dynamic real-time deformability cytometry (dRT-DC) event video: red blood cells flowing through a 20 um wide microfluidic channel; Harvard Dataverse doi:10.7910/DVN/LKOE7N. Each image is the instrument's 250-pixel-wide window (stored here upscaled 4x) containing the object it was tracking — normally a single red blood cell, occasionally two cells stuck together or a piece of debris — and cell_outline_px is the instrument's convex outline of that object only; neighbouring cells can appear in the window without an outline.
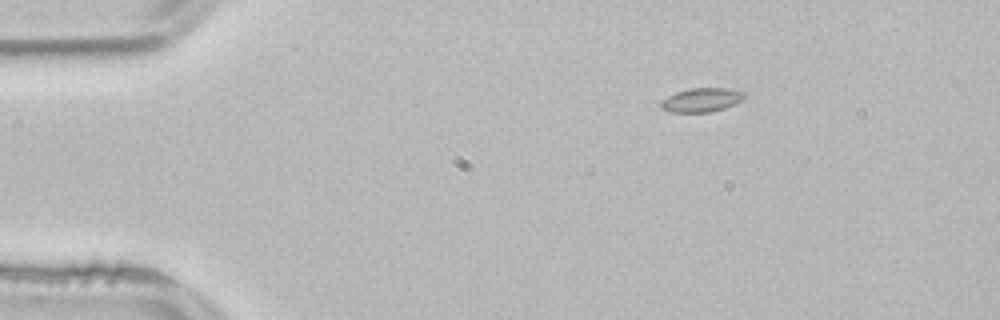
{"species": "common noctule bat (a hibernating species)", "species_latin": "Nyctalus noctula", "temperature_condition": "room temperature", "stored_images_in_passage": 3, "camera_frame_rate_fps": 3000, "um_per_image_px": 0.085, "animal": {"sex": "male", "body_mass_g": 21.5, "forearm_length_mm": 52.0}, "frame": {"image": 1, "passage_image": 2, "time_ms": 0.333, "image_size_px": [1000, 320], "cell_outline_px": [[744, 96], [740, 100], [724, 108], [708, 112], [672, 112], [660, 108], [660, 100], [676, 92], [692, 88], [724, 88], [744, 92]], "centroid_in_image_um": [59.56, 8.49], "position_along_channel_um": 25.4, "area_um2": 11.39}}